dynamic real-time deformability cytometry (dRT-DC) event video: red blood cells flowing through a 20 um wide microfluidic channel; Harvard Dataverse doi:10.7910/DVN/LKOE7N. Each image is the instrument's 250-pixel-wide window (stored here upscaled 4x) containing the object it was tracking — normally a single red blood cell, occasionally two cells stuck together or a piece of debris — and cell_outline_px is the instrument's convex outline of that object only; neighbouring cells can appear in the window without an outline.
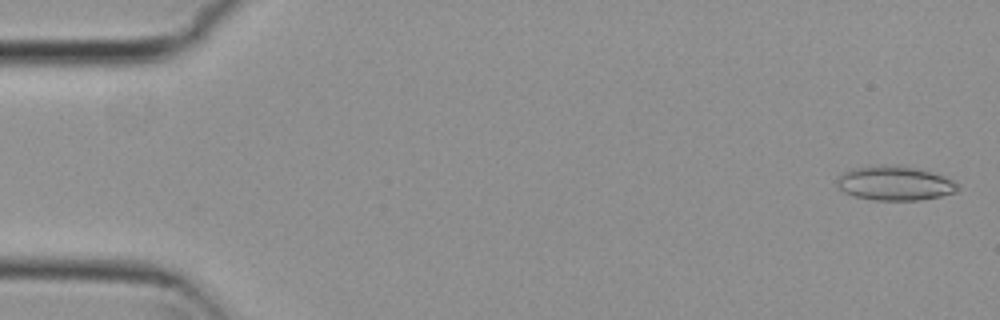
{"species": "common noctule bat (a hibernating species)", "species_latin": "Nyctalus noctula", "temperature_condition": "cold", "stored_images_in_passage": 49, "camera_frame_rate_fps": 3000, "um_per_image_px": 0.085, "animal": {"sex": "female", "body_mass_g": 29.2, "forearm_length_mm": 56.3}, "frame": {"image": 1, "passage_image": 2, "time_ms": 0.333, "image_size_px": [1000, 320], "cell_outline_px": [[960, 188], [956, 192], [940, 196], [920, 200], [872, 200], [856, 196], [844, 192], [836, 184], [836, 176], [852, 168], [884, 164], [896, 164], [916, 168], [932, 172], [952, 180]], "centroid_in_image_um": [76.02, 15.56], "position_along_channel_um": 9.0, "area_um2": 24.28}}
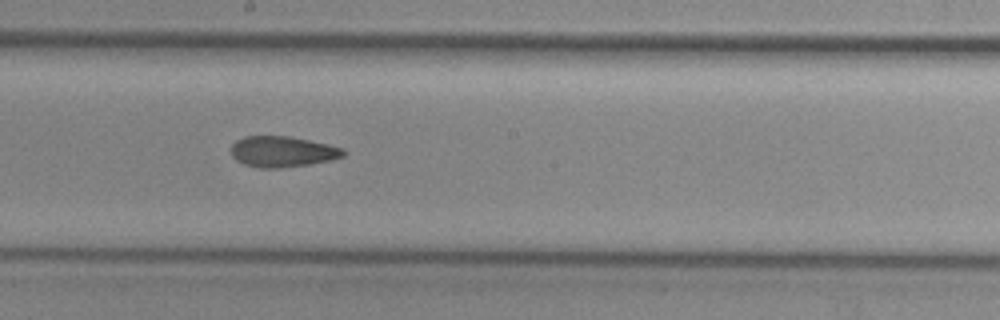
{"frame": {"image": 2, "passage_image": 30, "time_ms": 9.667, "image_size_px": [1000, 320], "cell_outline_px": [[344, 156], [328, 160], [308, 164], [280, 168], [260, 168], [244, 164], [236, 160], [232, 156], [232, 144], [236, 140], [244, 136], [288, 136], [308, 140], [344, 148]], "centroid_in_image_um": [23.97, 12.88], "position_along_channel_um": 224.2, "area_um2": 19.94}}
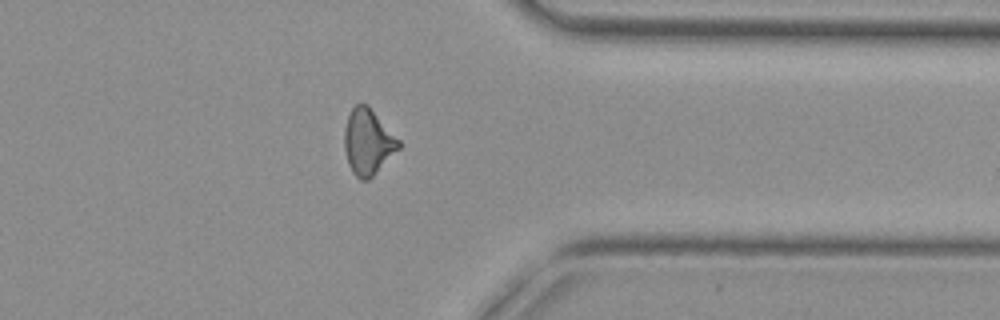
{"frame": {"image": 3, "passage_image": 43, "time_ms": 14.0, "image_size_px": [1000, 320], "cell_outline_px": [[400, 148], [368, 180], [360, 180], [352, 172], [348, 164], [344, 148], [344, 128], [348, 116], [352, 108], [356, 104], [368, 104], [400, 140]], "centroid_in_image_um": [31.27, 12.05], "position_along_channel_um": 380.1, "area_um2": 20.81}}